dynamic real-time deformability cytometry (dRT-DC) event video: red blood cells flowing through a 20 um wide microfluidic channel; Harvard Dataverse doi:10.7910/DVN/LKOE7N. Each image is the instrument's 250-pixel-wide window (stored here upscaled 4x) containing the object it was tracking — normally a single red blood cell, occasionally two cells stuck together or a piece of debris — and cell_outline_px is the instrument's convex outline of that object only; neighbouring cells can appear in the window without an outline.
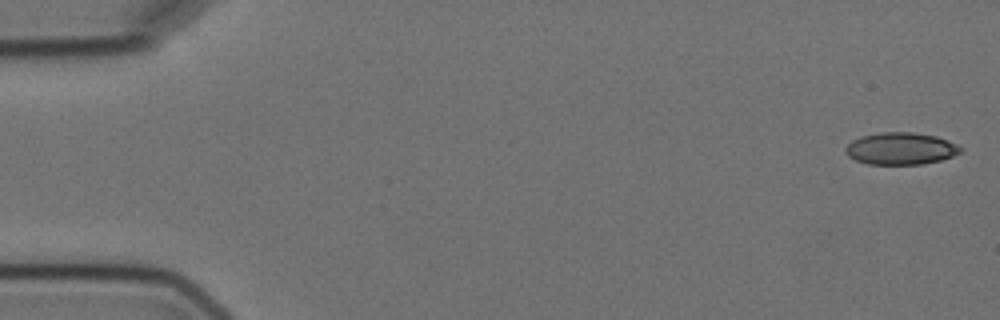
{"species": "Egyptian fruit bat (a non-hibernating species)", "species_latin": "Rousettus aegyptiacus", "temperature_condition": "cold", "stored_images_in_passage": 6, "camera_frame_rate_fps": 3000, "um_per_image_px": 0.085, "animal": {"sex": "female"}, "frame": {"image": 1, "passage_image": 1, "time_ms": 0.0, "image_size_px": [1000, 320], "cell_outline_px": [[960, 152], [952, 156], [940, 160], [920, 164], [868, 164], [856, 160], [848, 156], [844, 152], [844, 148], [852, 140], [864, 136], [880, 132], [912, 132], [936, 136], [948, 140], [956, 144], [960, 148]], "centroid_in_image_um": [76.53, 12.62], "position_along_channel_um": 8.5, "area_um2": 21.33}}
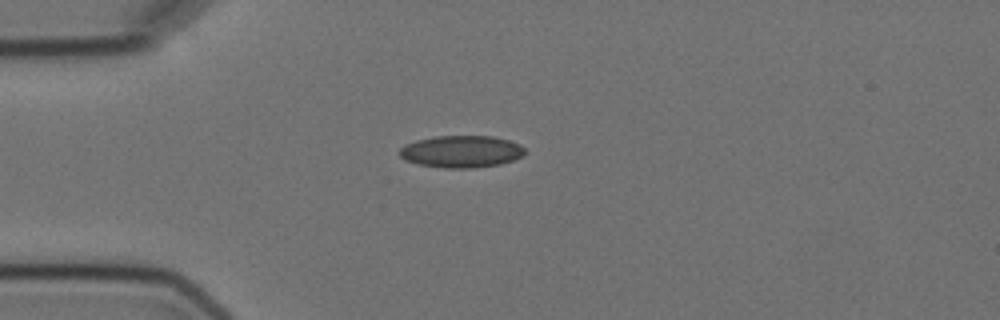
{"frame": {"image": 2, "passage_image": 4, "time_ms": 4.333, "image_size_px": [1000, 320], "cell_outline_px": [[524, 156], [500, 164], [472, 168], [444, 168], [416, 164], [404, 160], [400, 156], [400, 148], [404, 144], [416, 140], [436, 136], [492, 136], [508, 140], [520, 144], [524, 148]], "centroid_in_image_um": [39.19, 12.88], "position_along_channel_um": 45.8, "area_um2": 23.52}}
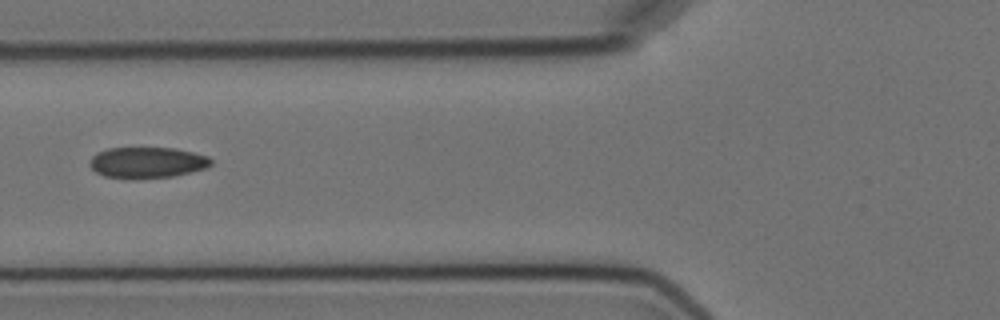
{"frame": {"image": 3, "passage_image": 6, "time_ms": 6.667, "image_size_px": [1000, 320], "cell_outline_px": [[212, 164], [204, 168], [172, 176], [136, 180], [124, 180], [104, 176], [96, 172], [88, 164], [88, 160], [96, 152], [108, 148], [176, 148], [208, 156], [212, 160]], "centroid_in_image_um": [12.43, 13.83], "position_along_channel_um": 113.4, "area_um2": 22.31}}